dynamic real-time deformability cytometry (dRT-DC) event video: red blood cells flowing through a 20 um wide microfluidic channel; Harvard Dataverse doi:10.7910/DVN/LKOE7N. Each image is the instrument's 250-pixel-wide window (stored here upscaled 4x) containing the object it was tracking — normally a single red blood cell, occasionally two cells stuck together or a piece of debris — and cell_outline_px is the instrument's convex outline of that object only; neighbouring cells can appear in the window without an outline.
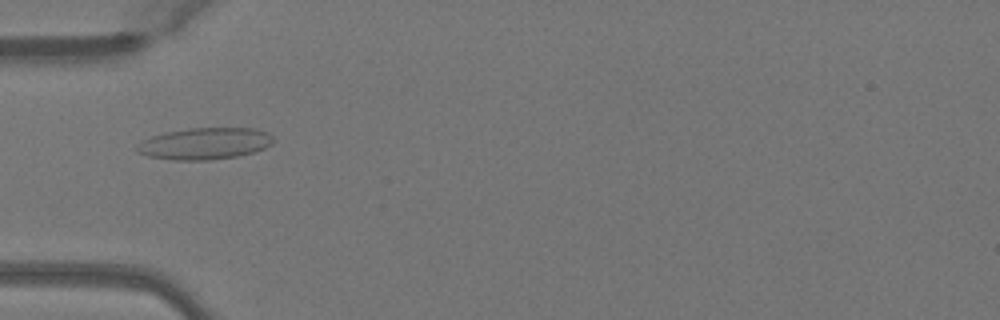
{"species": "Egyptian fruit bat (a non-hibernating species)", "species_latin": "Rousettus aegyptiacus", "temperature_condition": "warm", "stored_images_in_passage": 50, "camera_frame_rate_fps": 3000, "um_per_image_px": 0.085, "animal": {"sex": "female"}, "frame": {"image": 1, "passage_image": 16, "time_ms": 5.0, "image_size_px": [1000, 320], "cell_outline_px": [[276, 140], [272, 144], [264, 148], [252, 152], [236, 156], [208, 160], [172, 160], [148, 156], [136, 152], [136, 148], [140, 140], [152, 136], [168, 132], [188, 128], [256, 128], [268, 132]], "centroid_in_image_um": [17.41, 12.2], "position_along_channel_um": 67.6, "area_um2": 25.26}}
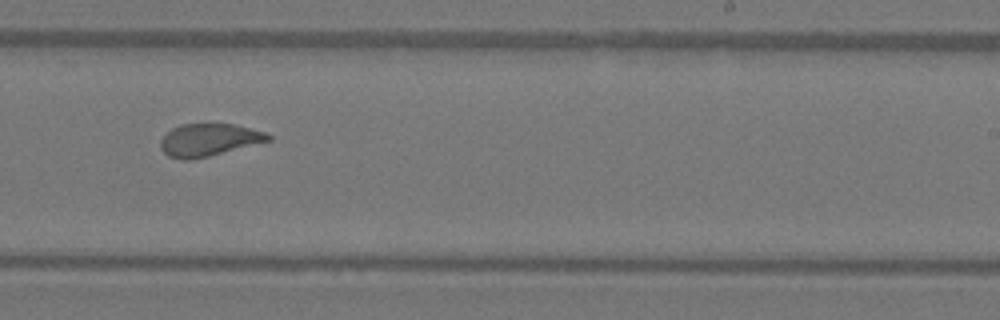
{"frame": {"image": 2, "passage_image": 31, "time_ms": 10.0, "image_size_px": [1000, 320], "cell_outline_px": [[272, 140], [192, 160], [180, 160], [168, 156], [160, 148], [160, 140], [172, 128], [180, 124], [236, 124], [264, 132], [272, 136]], "centroid_in_image_um": [17.73, 11.89], "position_along_channel_um": 271.3, "area_um2": 20.35}}
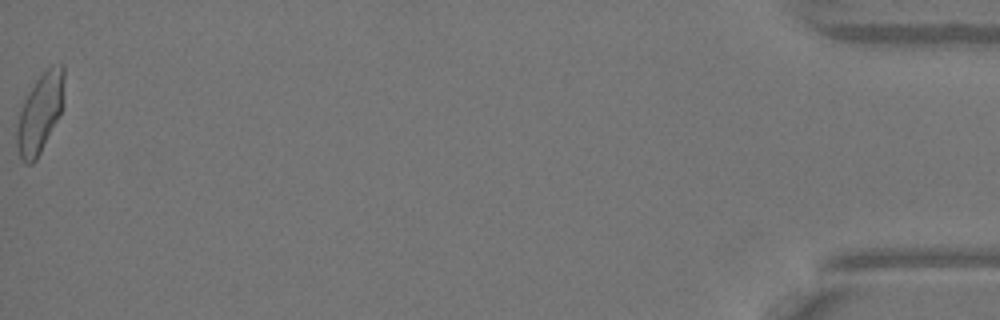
{"frame": {"image": 3, "passage_image": 50, "time_ms": 16.333, "image_size_px": [1000, 320], "cell_outline_px": [[64, 104], [60, 116], [36, 160], [32, 164], [24, 164], [20, 160], [16, 148], [16, 124], [24, 100], [28, 92], [36, 80], [52, 64], [64, 64]], "centroid_in_image_um": [3.4, 9.64], "position_along_channel_um": 431.8, "area_um2": 22.31}, "authors_computed_cell_mechanics": {"area_um2": 21.1837, "velocity_mm_per_s": 4.0649, "shape_relaxation_time_tau1_ms": 8.8108, "shape_relaxation_time_tau2_ms": 1.0299, "deformation_change_tau1": 0.1948, "deformation_change_tau2": 0.0781}}